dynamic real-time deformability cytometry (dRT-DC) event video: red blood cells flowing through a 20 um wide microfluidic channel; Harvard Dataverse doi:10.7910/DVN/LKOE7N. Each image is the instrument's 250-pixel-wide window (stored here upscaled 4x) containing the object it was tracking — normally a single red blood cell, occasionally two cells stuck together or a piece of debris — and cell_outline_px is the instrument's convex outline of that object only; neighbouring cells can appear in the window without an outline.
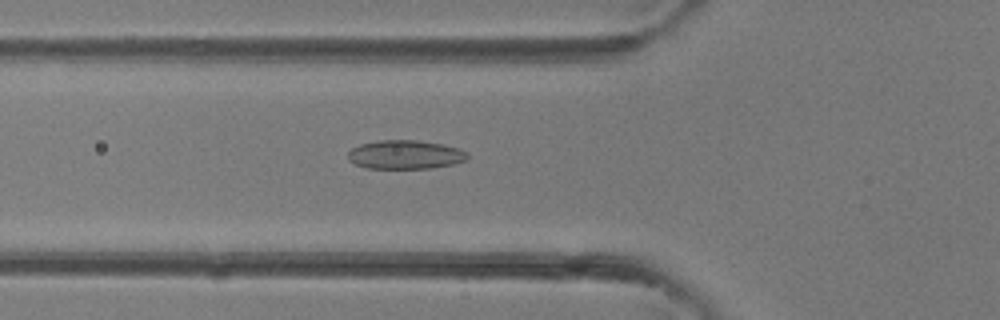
{"species": "common noctule bat (a hibernating species)", "species_latin": "Nyctalus noctula", "temperature_condition": "room temperature", "stored_images_in_passage": 41, "camera_frame_rate_fps": 3000, "um_per_image_px": 0.085, "animal": {"sex": "female"}, "frame": {"image": 1, "passage_image": 15, "time_ms": 4.667, "image_size_px": [1000, 320], "cell_outline_px": [[468, 160], [452, 164], [428, 168], [364, 168], [348, 160], [348, 152], [352, 148], [360, 144], [380, 140], [416, 140], [444, 144], [460, 148], [468, 152]], "centroid_in_image_um": [34.46, 13.13], "position_along_channel_um": 91.3, "area_um2": 20.17}}
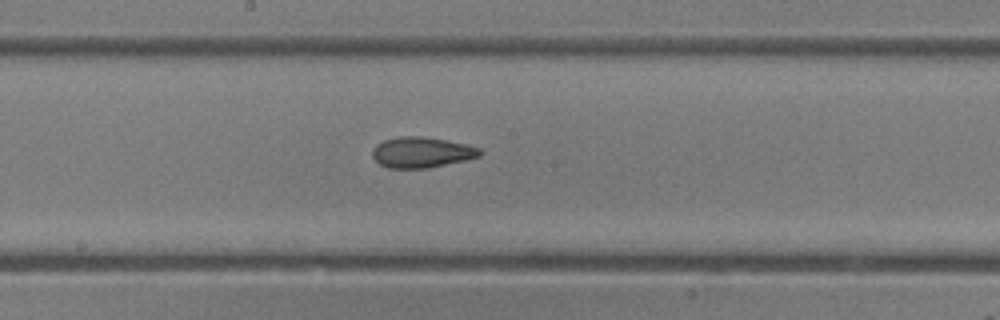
{"frame": {"image": 2, "passage_image": 22, "time_ms": 7.0, "image_size_px": [1000, 320], "cell_outline_px": [[484, 152], [480, 156], [464, 160], [428, 168], [388, 168], [380, 164], [372, 156], [372, 152], [376, 144], [384, 140], [400, 136], [420, 136], [444, 140], [464, 144], [480, 148]], "centroid_in_image_um": [35.83, 12.95], "position_along_channel_um": 212.4, "area_um2": 19.02}}
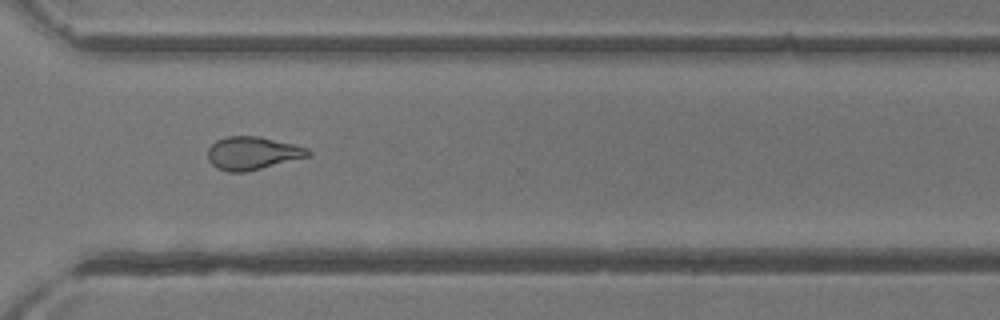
{"frame": {"image": 3, "passage_image": 30, "time_ms": 9.667, "image_size_px": [1000, 320], "cell_outline_px": [[312, 152], [308, 156], [244, 172], [228, 172], [216, 168], [208, 160], [208, 148], [216, 140], [228, 136], [256, 136], [292, 144], [308, 148]], "centroid_in_image_um": [21.41, 13.02], "position_along_channel_um": 349.2, "area_um2": 18.96}}